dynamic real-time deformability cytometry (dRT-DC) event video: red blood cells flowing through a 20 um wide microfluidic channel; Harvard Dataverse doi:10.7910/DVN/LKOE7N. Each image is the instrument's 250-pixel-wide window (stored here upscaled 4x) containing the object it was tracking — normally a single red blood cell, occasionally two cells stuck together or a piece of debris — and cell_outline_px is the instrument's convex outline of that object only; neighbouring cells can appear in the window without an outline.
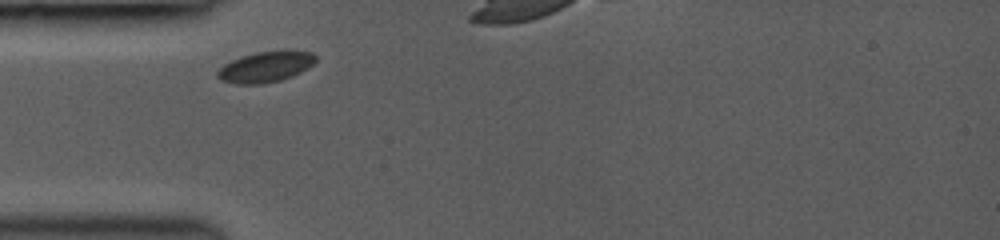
{"species": "common noctule bat (a hibernating species)", "species_latin": "Nyctalus noctula", "temperature_condition": "room temperature", "stored_images_in_passage": 3, "camera_frame_rate_fps": 3000, "um_per_image_px": 0.085, "animal": {"sex": "female", "body_mass_g": 19.0, "forearm_length_mm": 53.3}, "frame": {"image": 1, "passage_image": 1, "time_ms": 0.0, "image_size_px": [1000, 240], "cell_outline_px": [[316, 60], [308, 68], [292, 76], [280, 80], [260, 84], [236, 84], [220, 80], [216, 76], [216, 72], [224, 64], [232, 60], [256, 52], [284, 48], [288, 48], [312, 52], [316, 56]], "centroid_in_image_um": [22.61, 5.65], "position_along_channel_um": 62.4, "area_um2": 17.98}}